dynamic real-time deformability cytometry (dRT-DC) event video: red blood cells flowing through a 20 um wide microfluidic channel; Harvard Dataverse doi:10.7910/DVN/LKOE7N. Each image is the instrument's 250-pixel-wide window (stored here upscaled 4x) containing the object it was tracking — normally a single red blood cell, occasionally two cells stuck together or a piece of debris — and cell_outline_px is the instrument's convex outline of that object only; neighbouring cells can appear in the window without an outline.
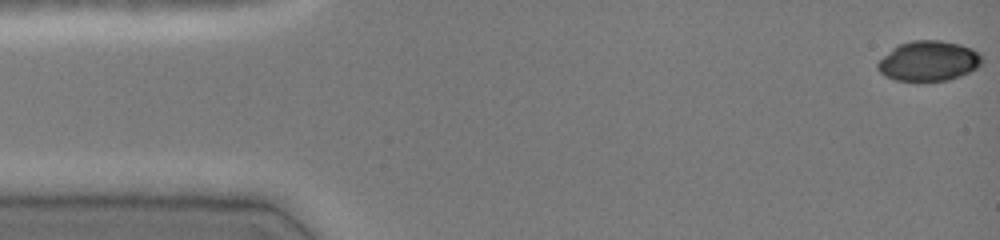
{"species": "common noctule bat (a hibernating species)", "species_latin": "Nyctalus noctula", "temperature_condition": "cold", "stored_images_in_passage": 47, "camera_frame_rate_fps": 3000, "um_per_image_px": 0.085, "animal": {"sex": "female", "body_mass_g": 19.0, "forearm_length_mm": 51.5}, "frame": {"image": 1, "passage_image": 1, "time_ms": 0.0, "image_size_px": [1000, 240], "cell_outline_px": [[984, 60], [976, 68], [960, 76], [948, 80], [920, 84], [896, 80], [884, 76], [876, 68], [876, 64], [892, 48], [900, 44], [912, 40], [940, 40], [960, 44], [972, 48], [980, 52]], "centroid_in_image_um": [78.93, 5.22], "position_along_channel_um": 6.1, "area_um2": 25.09}}
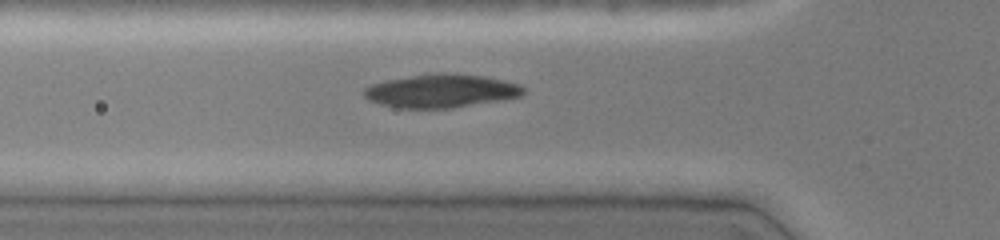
{"frame": {"image": 2, "passage_image": 16, "time_ms": 5.0, "image_size_px": [1000, 240], "cell_outline_px": [[524, 92], [520, 96], [500, 100], [452, 108], [396, 108], [380, 104], [368, 100], [360, 92], [364, 88], [372, 84], [388, 80], [428, 72], [452, 72], [484, 76], [504, 80], [520, 84], [524, 88]], "centroid_in_image_um": [37.46, 7.71], "position_along_channel_um": 88.3, "area_um2": 31.44}}
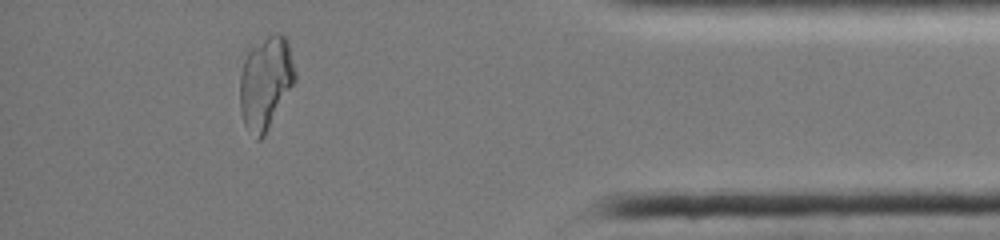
{"frame": {"image": 3, "passage_image": 42, "time_ms": 13.667, "image_size_px": [1000, 240], "cell_outline_px": [[296, 80], [264, 136], [260, 140], [256, 140], [244, 124], [240, 112], [240, 72], [244, 48], [248, 44], [272, 32], [280, 32], [288, 40], [296, 72]], "centroid_in_image_um": [22.54, 6.91], "position_along_channel_um": 412.7, "area_um2": 31.04}, "authors_computed_cell_mechanics": {"area_um2": 29.3046, "velocity_mm_per_s": 4.0636, "shape_relaxation_time_tau1_ms": null, "shape_relaxation_time_tau2_ms": 2.3835, "deformation_change_tau1": null, "deformation_change_tau2": 0.0562}}